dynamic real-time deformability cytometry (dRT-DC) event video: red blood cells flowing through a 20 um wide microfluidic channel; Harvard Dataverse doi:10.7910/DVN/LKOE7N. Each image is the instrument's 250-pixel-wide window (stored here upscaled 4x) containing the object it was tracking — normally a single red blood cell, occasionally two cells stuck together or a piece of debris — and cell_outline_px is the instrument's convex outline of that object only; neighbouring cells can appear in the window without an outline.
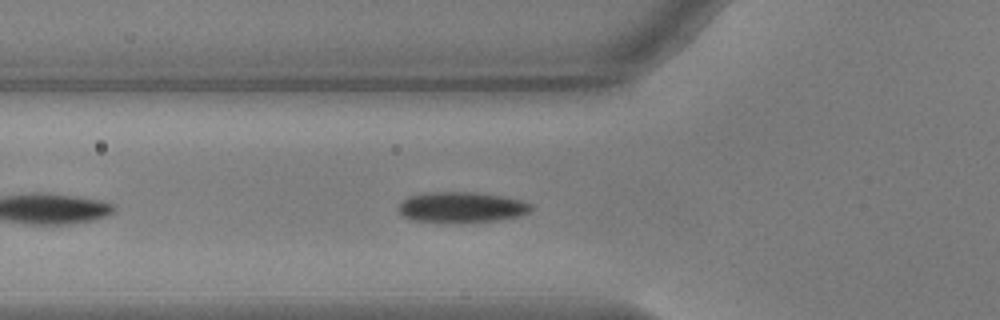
{"species": "common noctule bat (a hibernating species)", "species_latin": "Nyctalus noctula", "temperature_condition": "warm", "stored_images_in_passage": 20, "camera_frame_rate_fps": 3000, "um_per_image_px": 0.085, "animal": {"sex": "male", "body_mass_g": 17.9, "forearm_length_mm": 54.2}, "frame": {"image": 1, "passage_image": 6, "time_ms": 1.667, "image_size_px": [1000, 320], "cell_outline_px": [[532, 208], [528, 212], [520, 216], [496, 220], [412, 220], [404, 216], [400, 212], [400, 204], [408, 196], [428, 192], [476, 192], [504, 196], [524, 200], [532, 204]], "centroid_in_image_um": [39.3, 17.56], "position_along_channel_um": 86.5, "area_um2": 22.83}}
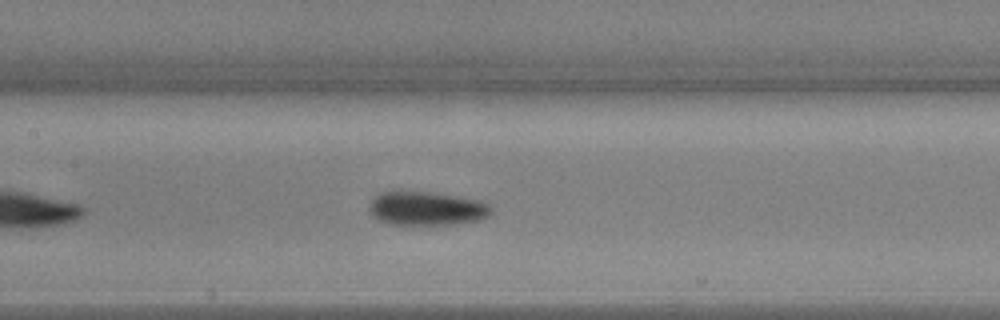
{"frame": {"image": 2, "passage_image": 13, "time_ms": 4.0, "image_size_px": [1000, 320], "cell_outline_px": [[492, 212], [488, 216], [480, 220], [452, 224], [388, 224], [376, 220], [372, 216], [368, 208], [372, 200], [380, 192], [432, 192], [456, 196], [476, 200], [488, 204], [492, 208]], "centroid_in_image_um": [36.24, 17.73], "position_along_channel_um": 171.2, "area_um2": 23.87}}
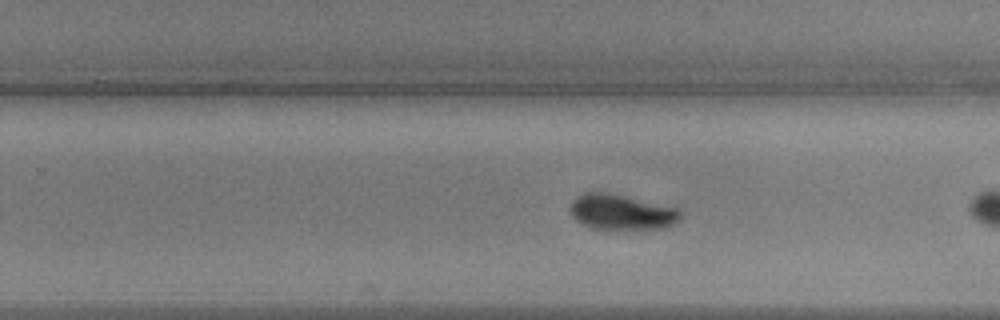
{"frame": {"image": 3, "passage_image": 19, "time_ms": 6.0, "image_size_px": [1000, 320], "cell_outline_px": [[680, 220], [676, 224], [664, 228], [592, 228], [580, 224], [572, 216], [572, 200], [576, 196], [584, 192], [608, 192], [680, 208]], "centroid_in_image_um": [52.85, 18.01], "position_along_channel_um": 277.0, "area_um2": 22.66}}